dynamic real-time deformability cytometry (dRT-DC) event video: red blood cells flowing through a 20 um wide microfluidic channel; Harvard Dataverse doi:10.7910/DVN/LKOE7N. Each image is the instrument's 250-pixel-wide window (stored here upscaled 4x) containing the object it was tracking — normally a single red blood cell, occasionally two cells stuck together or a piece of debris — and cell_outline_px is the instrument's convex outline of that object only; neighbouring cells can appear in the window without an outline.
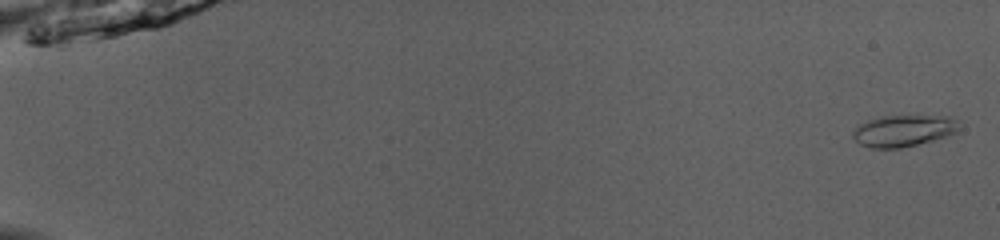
{"species": "common noctule bat (a hibernating species)", "species_latin": "Nyctalus noctula", "temperature_condition": "room temperature", "stored_images_in_passage": 52, "camera_frame_rate_fps": 3000, "um_per_image_px": 0.085, "animal": {"sex": "male", "body_mass_g": 13.0, "forearm_length_mm": 53.1}, "frame": {"image": 1, "passage_image": 2, "time_ms": 0.333, "image_size_px": [1000, 240], "cell_outline_px": [[960, 128], [956, 132], [948, 136], [900, 148], [868, 148], [860, 144], [852, 136], [852, 132], [860, 124], [868, 120], [880, 116], [916, 112], [948, 116], [956, 120]], "centroid_in_image_um": [76.83, 11.05], "position_along_channel_um": 8.2, "area_um2": 20.4}}
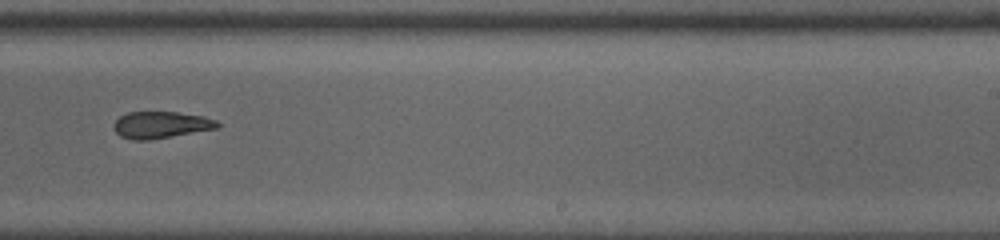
{"frame": {"image": 2, "passage_image": 35, "time_ms": 11.333, "image_size_px": [1000, 240], "cell_outline_px": [[220, 128], [148, 140], [132, 140], [120, 136], [112, 128], [112, 124], [120, 116], [128, 112], [176, 112], [204, 116], [216, 120], [220, 124]], "centroid_in_image_um": [13.67, 10.61], "position_along_channel_um": 275.3, "area_um2": 16.3}}
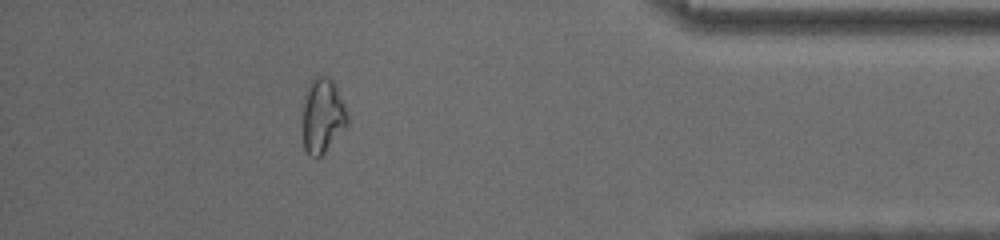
{"frame": {"image": 3, "passage_image": 47, "time_ms": 15.333, "image_size_px": [1000, 240], "cell_outline_px": [[348, 124], [324, 152], [320, 156], [308, 156], [304, 148], [304, 96], [312, 80], [316, 76], [324, 76], [332, 80], [348, 112]], "centroid_in_image_um": [27.43, 9.84], "position_along_channel_um": 407.8, "area_um2": 18.96}, "authors_computed_cell_mechanics": {"area_um2": 17.7157, "velocity_mm_per_s": 4.0719, "shape_relaxation_time_tau1_ms": 5.3828, "shape_relaxation_time_tau2_ms": 2.9598, "deformation_change_tau1": 0.157, "deformation_change_tau2": 0.1061}}